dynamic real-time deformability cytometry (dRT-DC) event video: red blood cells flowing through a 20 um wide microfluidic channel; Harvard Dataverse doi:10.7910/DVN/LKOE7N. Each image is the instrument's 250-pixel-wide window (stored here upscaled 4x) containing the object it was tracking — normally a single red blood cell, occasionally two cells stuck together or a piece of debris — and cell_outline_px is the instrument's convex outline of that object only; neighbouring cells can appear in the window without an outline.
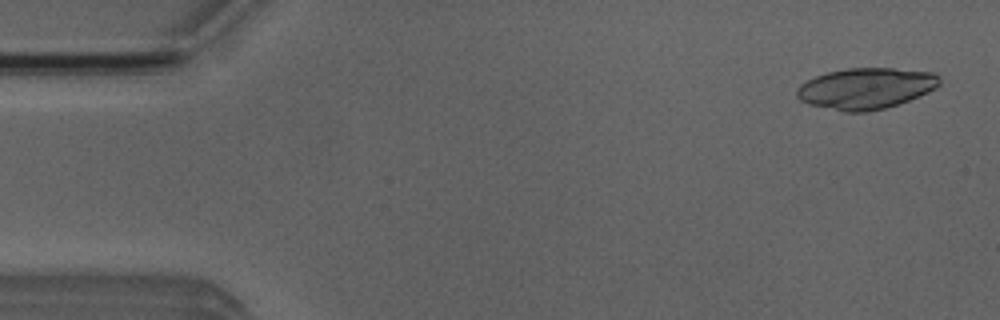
{"species": "Egyptian fruit bat (a non-hibernating species)", "species_latin": "Rousettus aegyptiacus", "temperature_condition": "room temperature", "stored_images_in_passage": 51, "camera_frame_rate_fps": 3000, "um_per_image_px": 0.085, "animal": {"sex": "male"}, "frame": {"image": 1, "passage_image": 2, "time_ms": 0.333, "image_size_px": [1000, 320], "cell_outline_px": [[940, 84], [936, 88], [928, 92], [908, 100], [884, 108], [868, 112], [844, 112], [808, 104], [800, 100], [796, 96], [796, 88], [800, 84], [816, 76], [828, 72], [848, 68], [892, 68], [932, 72], [940, 76]], "centroid_in_image_um": [73.58, 7.51], "position_along_channel_um": 11.4, "area_um2": 34.16}}